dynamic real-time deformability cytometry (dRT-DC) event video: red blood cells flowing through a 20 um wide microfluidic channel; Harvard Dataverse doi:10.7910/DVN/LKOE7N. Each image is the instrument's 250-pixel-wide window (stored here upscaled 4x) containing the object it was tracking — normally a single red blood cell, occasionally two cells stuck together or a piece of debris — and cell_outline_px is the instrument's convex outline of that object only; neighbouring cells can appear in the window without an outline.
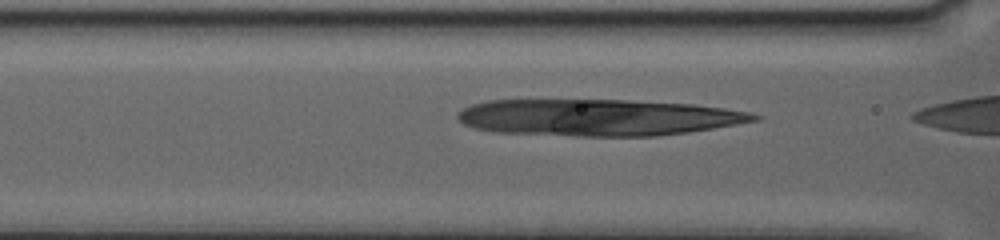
{"species": "human", "species_latin": "Homo sapiens", "temperature_condition": "warm", "stored_images_in_passage": 18, "camera_frame_rate_fps": 3000, "um_per_image_px": 0.085, "donor": {"sex": "female"}, "frame": {"image": 1, "passage_image": 5, "time_ms": 0.667, "image_size_px": [1000, 240], "cell_outline_px": [[760, 120], [688, 132], [656, 136], [580, 136], [492, 132], [476, 128], [464, 124], [456, 116], [456, 112], [472, 104], [488, 100], [628, 100], [692, 104], [748, 112], [760, 116]], "centroid_in_image_um": [50.78, 9.98], "position_along_channel_um": 115.8, "area_um2": 63.12}}
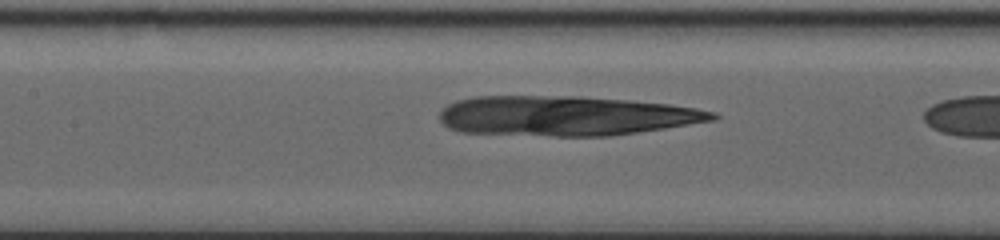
{"frame": {"image": 2, "passage_image": 14, "time_ms": 2.0, "image_size_px": [1000, 240], "cell_outline_px": [[720, 116], [716, 120], [664, 128], [608, 136], [556, 136], [460, 132], [448, 128], [440, 120], [440, 112], [448, 104], [456, 100], [472, 96], [580, 96], [632, 100], [668, 104], [696, 108], [716, 112]], "centroid_in_image_um": [48.08, 9.84], "position_along_channel_um": 159.3, "area_um2": 63.52}}